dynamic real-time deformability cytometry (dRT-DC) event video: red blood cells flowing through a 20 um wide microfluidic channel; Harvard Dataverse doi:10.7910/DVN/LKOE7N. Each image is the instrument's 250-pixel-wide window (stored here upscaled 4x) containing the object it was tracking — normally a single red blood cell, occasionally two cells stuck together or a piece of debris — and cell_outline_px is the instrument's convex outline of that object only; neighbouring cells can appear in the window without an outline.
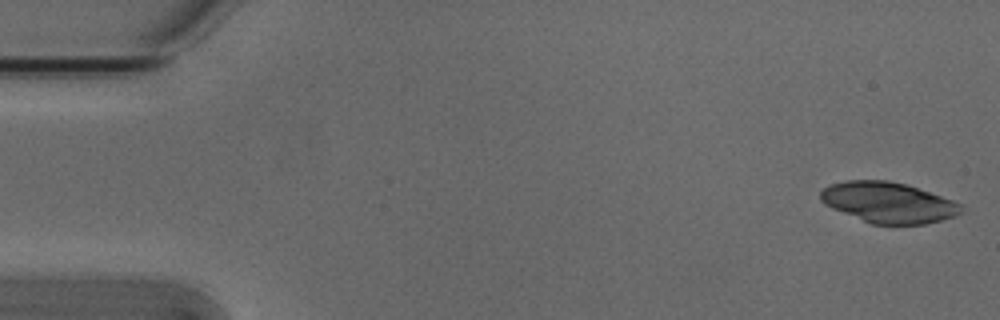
{"species": "Egyptian fruit bat (a non-hibernating species)", "species_latin": "Rousettus aegyptiacus", "temperature_condition": "cold", "stored_images_in_passage": 49, "camera_frame_rate_fps": 3000, "um_per_image_px": 0.085, "animal": {"sex": "male"}, "frame": {"image": 1, "passage_image": 1, "time_ms": 0.0, "image_size_px": [1000, 320], "cell_outline_px": [[964, 212], [956, 216], [924, 224], [872, 224], [832, 208], [824, 204], [820, 200], [820, 192], [824, 188], [832, 184], [844, 180], [888, 180], [904, 184], [964, 204]], "centroid_in_image_um": [75.52, 17.21], "position_along_channel_um": 9.5, "area_um2": 33.18}}